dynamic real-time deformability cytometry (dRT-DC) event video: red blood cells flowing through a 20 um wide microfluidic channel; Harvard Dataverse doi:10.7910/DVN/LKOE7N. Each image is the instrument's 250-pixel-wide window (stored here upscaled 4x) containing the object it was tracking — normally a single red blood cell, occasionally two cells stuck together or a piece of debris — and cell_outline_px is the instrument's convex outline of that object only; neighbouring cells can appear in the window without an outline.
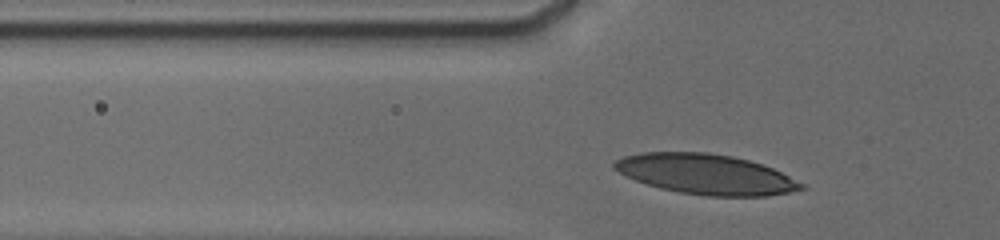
{"species": "human", "species_latin": "Homo sapiens", "temperature_condition": "cold", "stored_images_in_passage": 27, "camera_frame_rate_fps": 3000, "um_per_image_px": 0.085, "donor": {"sex": "male"}, "frame": {"image": 1, "passage_image": 4, "time_ms": 1.333, "image_size_px": [1000, 240], "cell_outline_px": [[804, 188], [788, 192], [764, 196], [708, 196], [680, 192], [660, 188], [636, 180], [612, 168], [612, 164], [616, 160], [624, 156], [644, 152], [708, 152], [732, 156], [748, 160], [772, 168], [804, 184]], "centroid_in_image_um": [59.97, 14.8], "position_along_channel_um": 65.8, "area_um2": 43.23}}
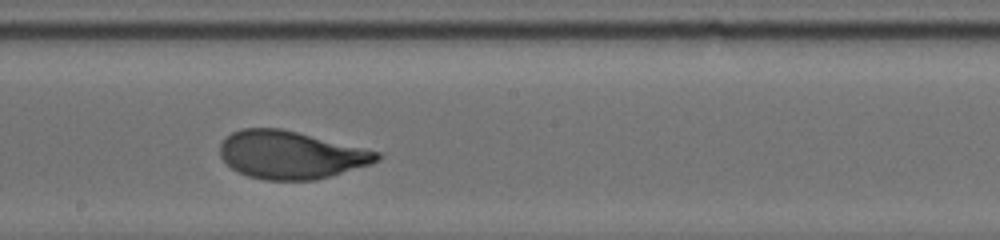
{"frame": {"image": 2, "passage_image": 17, "time_ms": 5.667, "image_size_px": [1000, 240], "cell_outline_px": [[384, 156], [380, 160], [372, 164], [332, 176], [316, 180], [264, 180], [248, 176], [236, 172], [220, 156], [220, 144], [224, 136], [232, 132], [244, 128], [280, 128], [380, 152]], "centroid_in_image_um": [24.72, 13.17], "position_along_channel_um": 223.5, "area_um2": 43.93}}
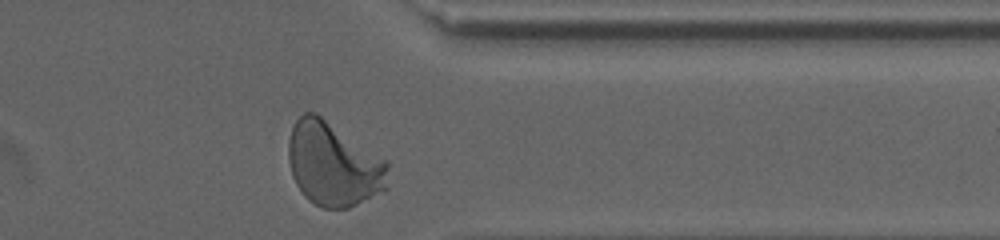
{"frame": {"image": 3, "passage_image": 27, "time_ms": 10.0, "image_size_px": [1000, 240], "cell_outline_px": [[388, 188], [348, 208], [324, 208], [308, 200], [304, 196], [296, 184], [292, 176], [288, 160], [288, 140], [292, 128], [296, 120], [304, 112], [316, 112], [388, 160]], "centroid_in_image_um": [28.34, 13.94], "position_along_channel_um": 383.1, "area_um2": 49.01}, "authors_computed_cell_mechanics": {"area_um2": 43.928, "velocity_mm_per_s": 3.7772, "shape_relaxation_time_tau1_ms": 3.4496, "shape_relaxation_time_tau2_ms": null, "deformation_change_tau1": 0.1743, "deformation_change_tau2": null}}